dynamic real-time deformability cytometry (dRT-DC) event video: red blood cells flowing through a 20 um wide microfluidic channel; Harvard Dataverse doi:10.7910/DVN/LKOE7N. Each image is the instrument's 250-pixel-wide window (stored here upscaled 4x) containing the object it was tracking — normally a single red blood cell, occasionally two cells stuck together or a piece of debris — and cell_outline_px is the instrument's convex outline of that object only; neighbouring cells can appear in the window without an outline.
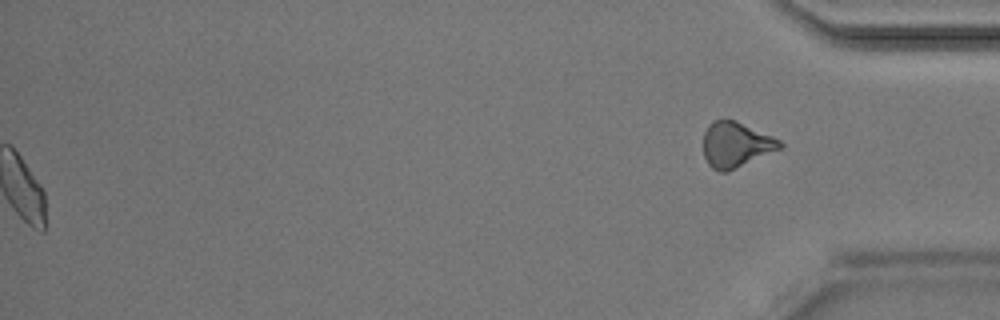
{"species": "Egyptian fruit bat (a non-hibernating species)", "species_latin": "Rousettus aegyptiacus", "temperature_condition": "room temperature", "stored_images_in_passage": 46, "segment_of_instrument_passage": [2, 2], "camera_frame_rate_fps": 3000, "um_per_image_px": 0.085, "animal": {"sex": "male"}, "frame": {"image": 1, "passage_image": 46, "time_ms": 15.0, "image_size_px": [1000, 320], "cell_outline_px": [[784, 148], [728, 172], [720, 172], [712, 168], [708, 164], [704, 156], [704, 132], [708, 124], [712, 120], [736, 120], [772, 136], [780, 140], [784, 144]], "centroid_in_image_um": [62.57, 12.31], "position_along_channel_um": 372.6, "area_um2": 20.52}}